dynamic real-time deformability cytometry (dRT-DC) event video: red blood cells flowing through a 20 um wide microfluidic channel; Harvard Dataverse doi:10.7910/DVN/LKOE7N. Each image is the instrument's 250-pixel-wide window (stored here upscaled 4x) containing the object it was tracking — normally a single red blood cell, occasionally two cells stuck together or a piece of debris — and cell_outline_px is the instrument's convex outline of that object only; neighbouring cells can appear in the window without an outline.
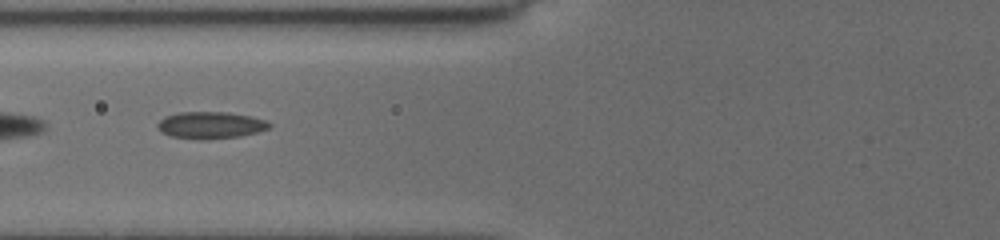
{"species": "common noctule bat (a hibernating species)", "species_latin": "Nyctalus noctula", "temperature_condition": "cold", "stored_images_in_passage": 15, "camera_frame_rate_fps": 3000, "um_per_image_px": 0.085, "animal": {"sex": "female", "body_mass_g": 19.5, "forearm_length_mm": 54.1}, "frame": {"image": 1, "passage_image": 5, "time_ms": 1.333, "image_size_px": [1000, 240], "cell_outline_px": [[272, 124], [268, 128], [256, 132], [240, 136], [200, 140], [172, 136], [160, 132], [156, 128], [156, 124], [164, 116], [180, 112], [228, 112], [248, 116], [264, 120]], "centroid_in_image_um": [17.83, 10.64], "position_along_channel_um": 108.0, "area_um2": 17.46}}